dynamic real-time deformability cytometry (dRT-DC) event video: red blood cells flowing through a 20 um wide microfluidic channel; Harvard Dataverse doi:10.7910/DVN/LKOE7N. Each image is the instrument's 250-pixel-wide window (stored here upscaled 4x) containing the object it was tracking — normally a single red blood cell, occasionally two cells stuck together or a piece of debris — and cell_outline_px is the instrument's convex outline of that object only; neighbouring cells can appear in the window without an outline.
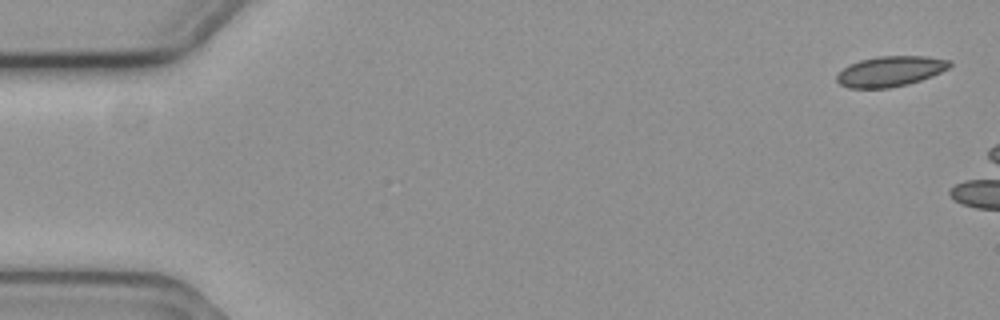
{"species": "common noctule bat (a hibernating species)", "species_latin": "Nyctalus noctula", "temperature_condition": "cold", "stored_images_in_passage": 7, "camera_frame_rate_fps": 3000, "um_per_image_px": 0.085, "animal": {"sex": "female", "body_mass_g": 19.3, "forearm_length_mm": 54.1}, "frame": {"image": 1, "passage_image": 1, "time_ms": 0.0, "image_size_px": [1000, 320], "cell_outline_px": [[952, 64], [948, 68], [932, 76], [908, 84], [888, 88], [848, 88], [840, 84], [836, 80], [836, 76], [848, 64], [860, 60], [880, 56], [928, 56], [952, 60]], "centroid_in_image_um": [75.69, 6.05], "position_along_channel_um": 9.3, "area_um2": 20.0}}